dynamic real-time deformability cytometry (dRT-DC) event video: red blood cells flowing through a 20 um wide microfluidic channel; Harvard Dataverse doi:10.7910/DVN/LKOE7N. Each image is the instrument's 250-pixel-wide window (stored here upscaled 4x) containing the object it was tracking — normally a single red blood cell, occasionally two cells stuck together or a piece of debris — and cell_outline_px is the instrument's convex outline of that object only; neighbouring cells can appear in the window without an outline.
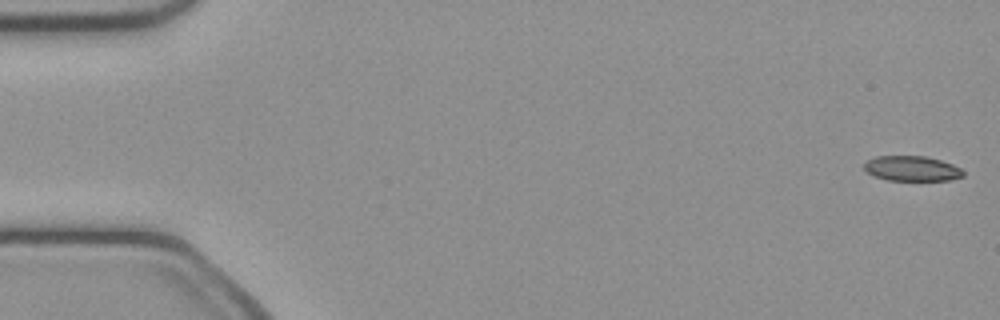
{"species": "common noctule bat (a hibernating species)", "species_latin": "Nyctalus noctula", "temperature_condition": "cold", "stored_images_in_passage": 50, "camera_frame_rate_fps": 3000, "um_per_image_px": 0.085, "animal": {"sex": "female", "body_mass_g": 21.9}, "frame": {"image": 1, "passage_image": 1, "time_ms": 0.0, "image_size_px": [1000, 320], "cell_outline_px": [[964, 176], [948, 180], [888, 180], [872, 176], [864, 168], [864, 164], [868, 160], [876, 156], [924, 156], [940, 160], [952, 164], [960, 168], [964, 172]], "centroid_in_image_um": [77.5, 14.32], "position_along_channel_um": 7.5, "area_um2": 14.39}}
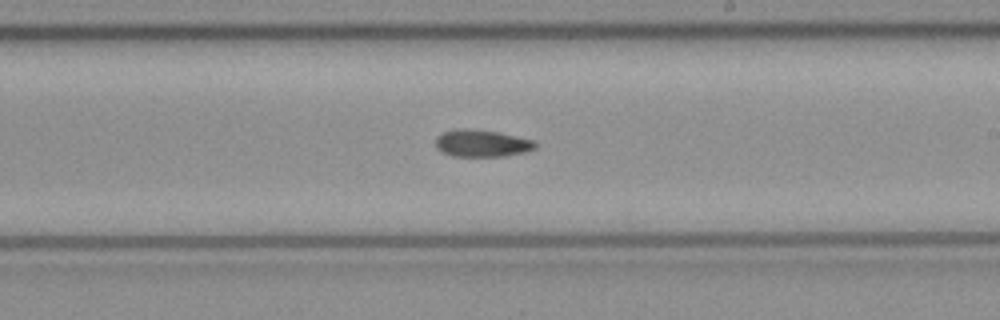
{"frame": {"image": 2, "passage_image": 29, "time_ms": 9.333, "image_size_px": [1000, 320], "cell_outline_px": [[536, 148], [524, 152], [504, 156], [452, 156], [440, 152], [436, 148], [436, 136], [444, 132], [456, 128], [468, 128], [496, 132], [536, 140]], "centroid_in_image_um": [40.93, 12.18], "position_along_channel_um": 248.1, "area_um2": 15.84}}
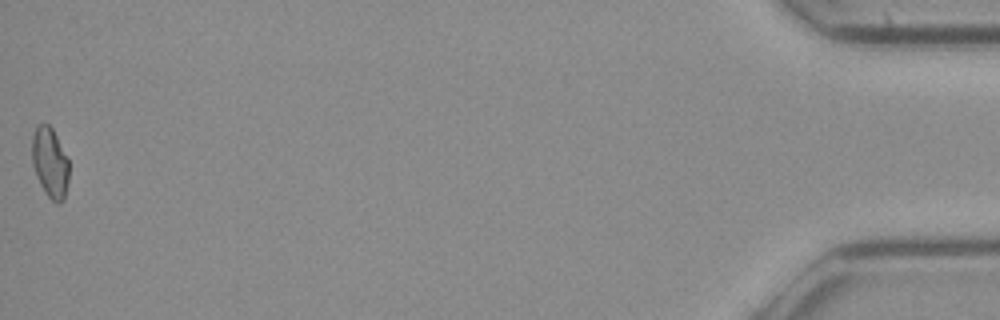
{"frame": {"image": 3, "passage_image": 50, "time_ms": 16.333, "image_size_px": [1000, 320], "cell_outline_px": [[68, 180], [64, 200], [60, 204], [56, 204], [44, 192], [36, 176], [32, 164], [32, 136], [36, 124], [48, 124], [52, 128], [68, 160]], "centroid_in_image_um": [4.23, 13.84], "position_along_channel_um": 431.0, "area_um2": 15.14}}